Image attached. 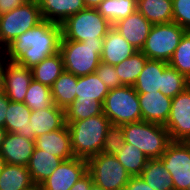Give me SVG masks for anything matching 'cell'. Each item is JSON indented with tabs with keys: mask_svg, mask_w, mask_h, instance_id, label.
<instances>
[{
	"mask_svg": "<svg viewBox=\"0 0 190 190\" xmlns=\"http://www.w3.org/2000/svg\"><path fill=\"white\" fill-rule=\"evenodd\" d=\"M43 20L61 25L69 16L85 9L83 0H37Z\"/></svg>",
	"mask_w": 190,
	"mask_h": 190,
	"instance_id": "19",
	"label": "cell"
},
{
	"mask_svg": "<svg viewBox=\"0 0 190 190\" xmlns=\"http://www.w3.org/2000/svg\"><path fill=\"white\" fill-rule=\"evenodd\" d=\"M5 165H6L5 159L3 158V156L0 153V174L2 173Z\"/></svg>",
	"mask_w": 190,
	"mask_h": 190,
	"instance_id": "47",
	"label": "cell"
},
{
	"mask_svg": "<svg viewBox=\"0 0 190 190\" xmlns=\"http://www.w3.org/2000/svg\"><path fill=\"white\" fill-rule=\"evenodd\" d=\"M147 60L148 58L141 51H137L120 64L115 65V70L121 84L124 86H133Z\"/></svg>",
	"mask_w": 190,
	"mask_h": 190,
	"instance_id": "30",
	"label": "cell"
},
{
	"mask_svg": "<svg viewBox=\"0 0 190 190\" xmlns=\"http://www.w3.org/2000/svg\"><path fill=\"white\" fill-rule=\"evenodd\" d=\"M93 183L105 190H124L131 178L115 155L99 153L87 160Z\"/></svg>",
	"mask_w": 190,
	"mask_h": 190,
	"instance_id": "9",
	"label": "cell"
},
{
	"mask_svg": "<svg viewBox=\"0 0 190 190\" xmlns=\"http://www.w3.org/2000/svg\"><path fill=\"white\" fill-rule=\"evenodd\" d=\"M125 144L122 125H113L108 128L101 153L115 155Z\"/></svg>",
	"mask_w": 190,
	"mask_h": 190,
	"instance_id": "37",
	"label": "cell"
},
{
	"mask_svg": "<svg viewBox=\"0 0 190 190\" xmlns=\"http://www.w3.org/2000/svg\"><path fill=\"white\" fill-rule=\"evenodd\" d=\"M66 125L65 110L54 103L47 109L31 111L30 126L35 138L63 128Z\"/></svg>",
	"mask_w": 190,
	"mask_h": 190,
	"instance_id": "18",
	"label": "cell"
},
{
	"mask_svg": "<svg viewBox=\"0 0 190 190\" xmlns=\"http://www.w3.org/2000/svg\"><path fill=\"white\" fill-rule=\"evenodd\" d=\"M87 172V160L72 158L62 161L42 184V190H70Z\"/></svg>",
	"mask_w": 190,
	"mask_h": 190,
	"instance_id": "13",
	"label": "cell"
},
{
	"mask_svg": "<svg viewBox=\"0 0 190 190\" xmlns=\"http://www.w3.org/2000/svg\"><path fill=\"white\" fill-rule=\"evenodd\" d=\"M140 176L154 190H174L171 174L159 159H149Z\"/></svg>",
	"mask_w": 190,
	"mask_h": 190,
	"instance_id": "29",
	"label": "cell"
},
{
	"mask_svg": "<svg viewBox=\"0 0 190 190\" xmlns=\"http://www.w3.org/2000/svg\"><path fill=\"white\" fill-rule=\"evenodd\" d=\"M164 126L171 141L190 142V86L172 98L170 115Z\"/></svg>",
	"mask_w": 190,
	"mask_h": 190,
	"instance_id": "11",
	"label": "cell"
},
{
	"mask_svg": "<svg viewBox=\"0 0 190 190\" xmlns=\"http://www.w3.org/2000/svg\"><path fill=\"white\" fill-rule=\"evenodd\" d=\"M35 147L55 155L63 161L74 158L67 124L61 129L36 137Z\"/></svg>",
	"mask_w": 190,
	"mask_h": 190,
	"instance_id": "17",
	"label": "cell"
},
{
	"mask_svg": "<svg viewBox=\"0 0 190 190\" xmlns=\"http://www.w3.org/2000/svg\"><path fill=\"white\" fill-rule=\"evenodd\" d=\"M141 110V120L165 125L170 115L172 98L163 95L160 91L138 93Z\"/></svg>",
	"mask_w": 190,
	"mask_h": 190,
	"instance_id": "15",
	"label": "cell"
},
{
	"mask_svg": "<svg viewBox=\"0 0 190 190\" xmlns=\"http://www.w3.org/2000/svg\"><path fill=\"white\" fill-rule=\"evenodd\" d=\"M61 40L103 41L113 25L97 9L85 8L69 16L62 24Z\"/></svg>",
	"mask_w": 190,
	"mask_h": 190,
	"instance_id": "5",
	"label": "cell"
},
{
	"mask_svg": "<svg viewBox=\"0 0 190 190\" xmlns=\"http://www.w3.org/2000/svg\"><path fill=\"white\" fill-rule=\"evenodd\" d=\"M7 130L5 128H2L0 127V149H1V145L3 143V140L5 139L6 137V134H7Z\"/></svg>",
	"mask_w": 190,
	"mask_h": 190,
	"instance_id": "46",
	"label": "cell"
},
{
	"mask_svg": "<svg viewBox=\"0 0 190 190\" xmlns=\"http://www.w3.org/2000/svg\"><path fill=\"white\" fill-rule=\"evenodd\" d=\"M168 65L190 81V34L187 31L181 37Z\"/></svg>",
	"mask_w": 190,
	"mask_h": 190,
	"instance_id": "36",
	"label": "cell"
},
{
	"mask_svg": "<svg viewBox=\"0 0 190 190\" xmlns=\"http://www.w3.org/2000/svg\"><path fill=\"white\" fill-rule=\"evenodd\" d=\"M62 161L61 158L35 147L27 164L33 183L41 185Z\"/></svg>",
	"mask_w": 190,
	"mask_h": 190,
	"instance_id": "22",
	"label": "cell"
},
{
	"mask_svg": "<svg viewBox=\"0 0 190 190\" xmlns=\"http://www.w3.org/2000/svg\"><path fill=\"white\" fill-rule=\"evenodd\" d=\"M34 185L27 166L6 164L0 174V190H25Z\"/></svg>",
	"mask_w": 190,
	"mask_h": 190,
	"instance_id": "27",
	"label": "cell"
},
{
	"mask_svg": "<svg viewBox=\"0 0 190 190\" xmlns=\"http://www.w3.org/2000/svg\"><path fill=\"white\" fill-rule=\"evenodd\" d=\"M26 0H0V16L21 6Z\"/></svg>",
	"mask_w": 190,
	"mask_h": 190,
	"instance_id": "42",
	"label": "cell"
},
{
	"mask_svg": "<svg viewBox=\"0 0 190 190\" xmlns=\"http://www.w3.org/2000/svg\"><path fill=\"white\" fill-rule=\"evenodd\" d=\"M115 156L131 176H140L149 160L139 148L129 143H125Z\"/></svg>",
	"mask_w": 190,
	"mask_h": 190,
	"instance_id": "31",
	"label": "cell"
},
{
	"mask_svg": "<svg viewBox=\"0 0 190 190\" xmlns=\"http://www.w3.org/2000/svg\"><path fill=\"white\" fill-rule=\"evenodd\" d=\"M137 51L112 27L103 40L101 61L115 66Z\"/></svg>",
	"mask_w": 190,
	"mask_h": 190,
	"instance_id": "20",
	"label": "cell"
},
{
	"mask_svg": "<svg viewBox=\"0 0 190 190\" xmlns=\"http://www.w3.org/2000/svg\"><path fill=\"white\" fill-rule=\"evenodd\" d=\"M25 190H42V187H41V185L34 184L30 188L25 189Z\"/></svg>",
	"mask_w": 190,
	"mask_h": 190,
	"instance_id": "48",
	"label": "cell"
},
{
	"mask_svg": "<svg viewBox=\"0 0 190 190\" xmlns=\"http://www.w3.org/2000/svg\"><path fill=\"white\" fill-rule=\"evenodd\" d=\"M189 86L190 81L176 69L168 65L163 70L162 89H160L163 95L174 98Z\"/></svg>",
	"mask_w": 190,
	"mask_h": 190,
	"instance_id": "35",
	"label": "cell"
},
{
	"mask_svg": "<svg viewBox=\"0 0 190 190\" xmlns=\"http://www.w3.org/2000/svg\"><path fill=\"white\" fill-rule=\"evenodd\" d=\"M173 22L190 29V0H172Z\"/></svg>",
	"mask_w": 190,
	"mask_h": 190,
	"instance_id": "39",
	"label": "cell"
},
{
	"mask_svg": "<svg viewBox=\"0 0 190 190\" xmlns=\"http://www.w3.org/2000/svg\"><path fill=\"white\" fill-rule=\"evenodd\" d=\"M126 190H154L152 189L141 176H131Z\"/></svg>",
	"mask_w": 190,
	"mask_h": 190,
	"instance_id": "40",
	"label": "cell"
},
{
	"mask_svg": "<svg viewBox=\"0 0 190 190\" xmlns=\"http://www.w3.org/2000/svg\"><path fill=\"white\" fill-rule=\"evenodd\" d=\"M4 128L8 133H15L30 140H35V133L31 130V110L25 103L12 102L9 100V107L6 113Z\"/></svg>",
	"mask_w": 190,
	"mask_h": 190,
	"instance_id": "21",
	"label": "cell"
},
{
	"mask_svg": "<svg viewBox=\"0 0 190 190\" xmlns=\"http://www.w3.org/2000/svg\"><path fill=\"white\" fill-rule=\"evenodd\" d=\"M67 126L74 157L88 160L101 153L111 122L102 113L88 119L70 122Z\"/></svg>",
	"mask_w": 190,
	"mask_h": 190,
	"instance_id": "2",
	"label": "cell"
},
{
	"mask_svg": "<svg viewBox=\"0 0 190 190\" xmlns=\"http://www.w3.org/2000/svg\"><path fill=\"white\" fill-rule=\"evenodd\" d=\"M185 32L175 22L152 25L141 52L148 59L168 63Z\"/></svg>",
	"mask_w": 190,
	"mask_h": 190,
	"instance_id": "8",
	"label": "cell"
},
{
	"mask_svg": "<svg viewBox=\"0 0 190 190\" xmlns=\"http://www.w3.org/2000/svg\"><path fill=\"white\" fill-rule=\"evenodd\" d=\"M122 126L125 143L136 146L149 159H159L172 142L164 125L141 120Z\"/></svg>",
	"mask_w": 190,
	"mask_h": 190,
	"instance_id": "4",
	"label": "cell"
},
{
	"mask_svg": "<svg viewBox=\"0 0 190 190\" xmlns=\"http://www.w3.org/2000/svg\"><path fill=\"white\" fill-rule=\"evenodd\" d=\"M35 149V140L15 133H7L1 145L0 153L6 164L27 166Z\"/></svg>",
	"mask_w": 190,
	"mask_h": 190,
	"instance_id": "16",
	"label": "cell"
},
{
	"mask_svg": "<svg viewBox=\"0 0 190 190\" xmlns=\"http://www.w3.org/2000/svg\"><path fill=\"white\" fill-rule=\"evenodd\" d=\"M61 38V25L43 20L8 44L0 56L32 69L42 60L59 52Z\"/></svg>",
	"mask_w": 190,
	"mask_h": 190,
	"instance_id": "1",
	"label": "cell"
},
{
	"mask_svg": "<svg viewBox=\"0 0 190 190\" xmlns=\"http://www.w3.org/2000/svg\"><path fill=\"white\" fill-rule=\"evenodd\" d=\"M138 10L113 24V28L136 50L141 51L152 28Z\"/></svg>",
	"mask_w": 190,
	"mask_h": 190,
	"instance_id": "14",
	"label": "cell"
},
{
	"mask_svg": "<svg viewBox=\"0 0 190 190\" xmlns=\"http://www.w3.org/2000/svg\"><path fill=\"white\" fill-rule=\"evenodd\" d=\"M23 103H25L31 111L49 108L53 104L51 87L33 79L29 85Z\"/></svg>",
	"mask_w": 190,
	"mask_h": 190,
	"instance_id": "33",
	"label": "cell"
},
{
	"mask_svg": "<svg viewBox=\"0 0 190 190\" xmlns=\"http://www.w3.org/2000/svg\"><path fill=\"white\" fill-rule=\"evenodd\" d=\"M109 89L99 79L97 74L92 73L86 76L78 77L76 100L77 101H90L97 100L102 104L108 94Z\"/></svg>",
	"mask_w": 190,
	"mask_h": 190,
	"instance_id": "26",
	"label": "cell"
},
{
	"mask_svg": "<svg viewBox=\"0 0 190 190\" xmlns=\"http://www.w3.org/2000/svg\"><path fill=\"white\" fill-rule=\"evenodd\" d=\"M167 62L148 59L142 72L133 85L137 93L158 92L162 89V73Z\"/></svg>",
	"mask_w": 190,
	"mask_h": 190,
	"instance_id": "23",
	"label": "cell"
},
{
	"mask_svg": "<svg viewBox=\"0 0 190 190\" xmlns=\"http://www.w3.org/2000/svg\"><path fill=\"white\" fill-rule=\"evenodd\" d=\"M90 190H105L103 187H100L94 183H92Z\"/></svg>",
	"mask_w": 190,
	"mask_h": 190,
	"instance_id": "49",
	"label": "cell"
},
{
	"mask_svg": "<svg viewBox=\"0 0 190 190\" xmlns=\"http://www.w3.org/2000/svg\"><path fill=\"white\" fill-rule=\"evenodd\" d=\"M78 77L64 71L51 86L53 103L66 110L76 100Z\"/></svg>",
	"mask_w": 190,
	"mask_h": 190,
	"instance_id": "24",
	"label": "cell"
},
{
	"mask_svg": "<svg viewBox=\"0 0 190 190\" xmlns=\"http://www.w3.org/2000/svg\"><path fill=\"white\" fill-rule=\"evenodd\" d=\"M104 0H83L85 8L96 9Z\"/></svg>",
	"mask_w": 190,
	"mask_h": 190,
	"instance_id": "44",
	"label": "cell"
},
{
	"mask_svg": "<svg viewBox=\"0 0 190 190\" xmlns=\"http://www.w3.org/2000/svg\"><path fill=\"white\" fill-rule=\"evenodd\" d=\"M103 113V104L97 100L73 101L65 110L66 124L73 121L88 119Z\"/></svg>",
	"mask_w": 190,
	"mask_h": 190,
	"instance_id": "34",
	"label": "cell"
},
{
	"mask_svg": "<svg viewBox=\"0 0 190 190\" xmlns=\"http://www.w3.org/2000/svg\"><path fill=\"white\" fill-rule=\"evenodd\" d=\"M96 9L113 25L137 10V0H104Z\"/></svg>",
	"mask_w": 190,
	"mask_h": 190,
	"instance_id": "32",
	"label": "cell"
},
{
	"mask_svg": "<svg viewBox=\"0 0 190 190\" xmlns=\"http://www.w3.org/2000/svg\"><path fill=\"white\" fill-rule=\"evenodd\" d=\"M5 95L4 78L0 70V97Z\"/></svg>",
	"mask_w": 190,
	"mask_h": 190,
	"instance_id": "45",
	"label": "cell"
},
{
	"mask_svg": "<svg viewBox=\"0 0 190 190\" xmlns=\"http://www.w3.org/2000/svg\"><path fill=\"white\" fill-rule=\"evenodd\" d=\"M9 107V99L6 95L0 97V127L4 128L6 113Z\"/></svg>",
	"mask_w": 190,
	"mask_h": 190,
	"instance_id": "43",
	"label": "cell"
},
{
	"mask_svg": "<svg viewBox=\"0 0 190 190\" xmlns=\"http://www.w3.org/2000/svg\"><path fill=\"white\" fill-rule=\"evenodd\" d=\"M59 52L63 58L64 71L77 77L95 73L101 62L103 41L61 40Z\"/></svg>",
	"mask_w": 190,
	"mask_h": 190,
	"instance_id": "3",
	"label": "cell"
},
{
	"mask_svg": "<svg viewBox=\"0 0 190 190\" xmlns=\"http://www.w3.org/2000/svg\"><path fill=\"white\" fill-rule=\"evenodd\" d=\"M95 74H97L99 79L106 85L109 90L123 86L120 82L114 65L101 61L95 70Z\"/></svg>",
	"mask_w": 190,
	"mask_h": 190,
	"instance_id": "38",
	"label": "cell"
},
{
	"mask_svg": "<svg viewBox=\"0 0 190 190\" xmlns=\"http://www.w3.org/2000/svg\"><path fill=\"white\" fill-rule=\"evenodd\" d=\"M93 183L92 176L87 171L79 180L70 188V190H90Z\"/></svg>",
	"mask_w": 190,
	"mask_h": 190,
	"instance_id": "41",
	"label": "cell"
},
{
	"mask_svg": "<svg viewBox=\"0 0 190 190\" xmlns=\"http://www.w3.org/2000/svg\"><path fill=\"white\" fill-rule=\"evenodd\" d=\"M137 10L153 25L173 22L172 0H137Z\"/></svg>",
	"mask_w": 190,
	"mask_h": 190,
	"instance_id": "25",
	"label": "cell"
},
{
	"mask_svg": "<svg viewBox=\"0 0 190 190\" xmlns=\"http://www.w3.org/2000/svg\"><path fill=\"white\" fill-rule=\"evenodd\" d=\"M64 72L63 58L60 52L47 57L32 68L33 79L51 87Z\"/></svg>",
	"mask_w": 190,
	"mask_h": 190,
	"instance_id": "28",
	"label": "cell"
},
{
	"mask_svg": "<svg viewBox=\"0 0 190 190\" xmlns=\"http://www.w3.org/2000/svg\"><path fill=\"white\" fill-rule=\"evenodd\" d=\"M0 70L4 78L6 97L12 102L23 103L33 80L32 69L19 65L15 61H7L0 56Z\"/></svg>",
	"mask_w": 190,
	"mask_h": 190,
	"instance_id": "12",
	"label": "cell"
},
{
	"mask_svg": "<svg viewBox=\"0 0 190 190\" xmlns=\"http://www.w3.org/2000/svg\"><path fill=\"white\" fill-rule=\"evenodd\" d=\"M103 114L113 125L141 121L138 93L133 86H120L109 90L103 103Z\"/></svg>",
	"mask_w": 190,
	"mask_h": 190,
	"instance_id": "7",
	"label": "cell"
},
{
	"mask_svg": "<svg viewBox=\"0 0 190 190\" xmlns=\"http://www.w3.org/2000/svg\"><path fill=\"white\" fill-rule=\"evenodd\" d=\"M159 160L171 174L174 190L190 189V142L172 141Z\"/></svg>",
	"mask_w": 190,
	"mask_h": 190,
	"instance_id": "10",
	"label": "cell"
},
{
	"mask_svg": "<svg viewBox=\"0 0 190 190\" xmlns=\"http://www.w3.org/2000/svg\"><path fill=\"white\" fill-rule=\"evenodd\" d=\"M43 21L38 1H25L21 6L0 16V55L19 35Z\"/></svg>",
	"mask_w": 190,
	"mask_h": 190,
	"instance_id": "6",
	"label": "cell"
}]
</instances>
